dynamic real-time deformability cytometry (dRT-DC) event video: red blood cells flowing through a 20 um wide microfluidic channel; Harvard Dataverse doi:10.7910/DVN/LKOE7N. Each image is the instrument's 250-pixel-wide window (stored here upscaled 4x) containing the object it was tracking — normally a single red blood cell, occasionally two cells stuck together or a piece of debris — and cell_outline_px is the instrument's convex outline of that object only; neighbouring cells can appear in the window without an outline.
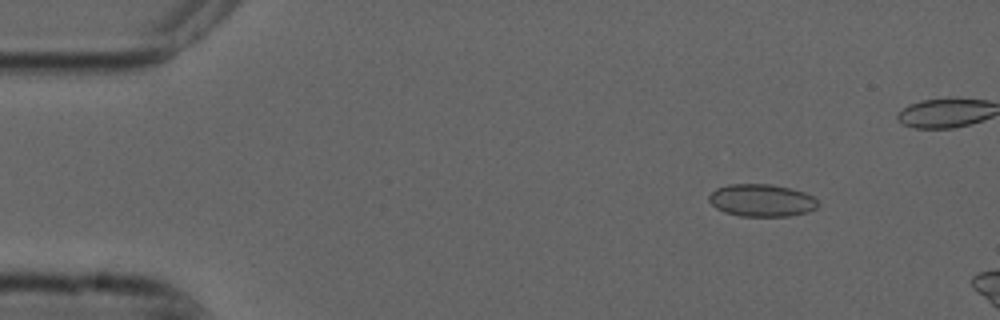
{"species": "common noctule bat (a hibernating species)", "species_latin": "Nyctalus noctula", "temperature_condition": "cold", "stored_images_in_passage": 8, "camera_frame_rate_fps": 3000, "um_per_image_px": 0.085, "animal": {"sex": "male", "forearm_length_mm": 52.5}, "frame": {"image": 1, "passage_image": 3, "time_ms": 0.667, "image_size_px": [1000, 320], "cell_outline_px": [[820, 204], [816, 208], [808, 212], [788, 216], [740, 216], [724, 212], [716, 208], [708, 200], [708, 196], [716, 188], [728, 184], [772, 184], [804, 192], [812, 196]], "centroid_in_image_um": [64.72, 17.03], "position_along_channel_um": 20.3, "area_um2": 20.63}}